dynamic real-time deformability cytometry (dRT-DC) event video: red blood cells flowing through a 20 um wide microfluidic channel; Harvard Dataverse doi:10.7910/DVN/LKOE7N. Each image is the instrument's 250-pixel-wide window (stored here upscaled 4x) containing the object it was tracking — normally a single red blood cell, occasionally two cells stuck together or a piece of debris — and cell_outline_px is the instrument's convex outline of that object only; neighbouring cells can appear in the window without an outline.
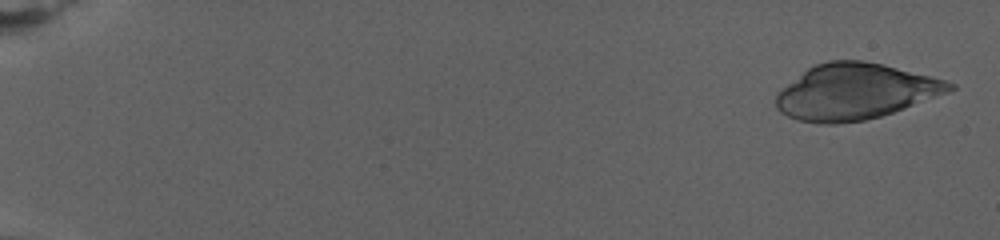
{"species": "human", "species_latin": "Homo sapiens", "temperature_condition": "warm", "stored_images_in_passage": 58, "camera_frame_rate_fps": 3000, "um_per_image_px": 0.085, "donor": {"sex": "female"}, "frame": {"image": 1, "passage_image": 2, "time_ms": 0.667, "image_size_px": [1000, 240], "cell_outline_px": [[956, 88], [948, 92], [904, 108], [880, 116], [864, 120], [836, 124], [820, 124], [796, 120], [780, 112], [776, 108], [776, 92], [808, 68], [816, 64], [828, 60], [864, 60], [884, 64], [944, 80], [956, 84]], "centroid_in_image_um": [72.65, 7.79], "position_along_channel_um": 12.4, "area_um2": 56.24}}
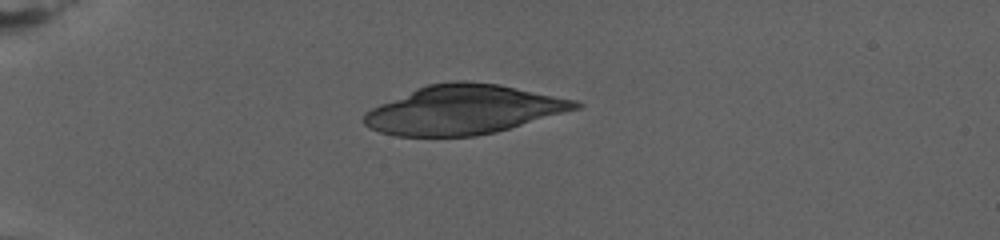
{"frame": {"image": 2, "passage_image": 16, "time_ms": 7.333, "image_size_px": [1000, 240], "cell_outline_px": [[584, 104], [580, 108], [496, 132], [476, 136], [396, 136], [380, 132], [364, 124], [364, 112], [380, 104], [416, 88], [428, 84], [456, 80], [468, 80], [500, 84], [576, 100]], "centroid_in_image_um": [39.41, 9.31], "position_along_channel_um": 45.6, "area_um2": 60.34}}